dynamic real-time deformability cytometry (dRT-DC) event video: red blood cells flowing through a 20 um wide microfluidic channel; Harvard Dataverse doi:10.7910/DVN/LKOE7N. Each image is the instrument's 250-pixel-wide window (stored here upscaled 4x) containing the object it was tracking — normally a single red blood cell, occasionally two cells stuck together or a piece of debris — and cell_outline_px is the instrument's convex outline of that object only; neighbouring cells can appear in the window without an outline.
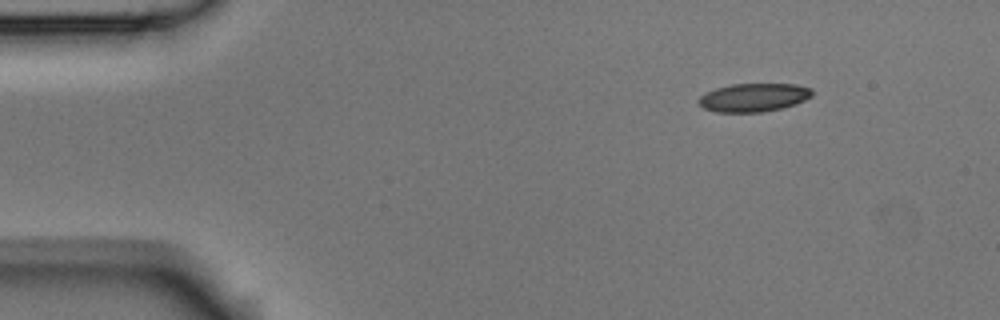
{"species": "Egyptian fruit bat (a non-hibernating species)", "species_latin": "Rousettus aegyptiacus", "temperature_condition": "room temperature", "stored_images_in_passage": 7, "camera_frame_rate_fps": 3000, "um_per_image_px": 0.085, "animal": {"sex": "male"}, "frame": {"image": 1, "passage_image": 1, "time_ms": 0.0, "image_size_px": [1000, 320], "cell_outline_px": [[812, 96], [796, 104], [780, 108], [760, 112], [716, 112], [704, 108], [696, 100], [704, 92], [716, 88], [732, 84], [796, 84], [812, 88]], "centroid_in_image_um": [64.04, 8.28], "position_along_channel_um": 21.0, "area_um2": 18.79}}
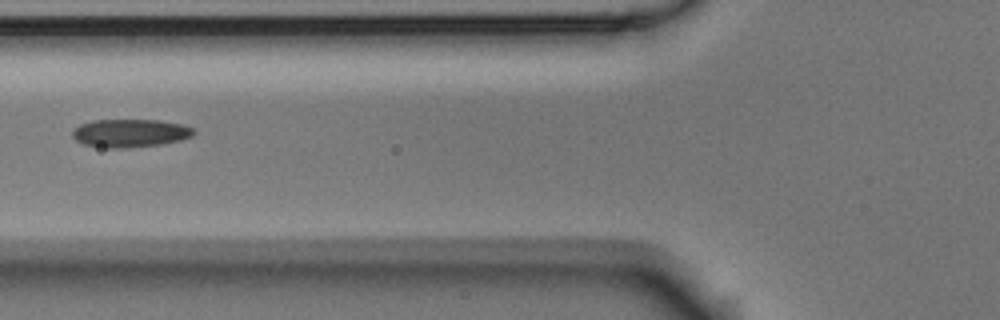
{"frame": {"image": 2, "passage_image": 4, "time_ms": 1.0, "image_size_px": [1000, 320], "cell_outline_px": [[196, 132], [192, 136], [180, 140], [160, 144], [124, 148], [108, 148], [84, 144], [76, 140], [72, 136], [72, 132], [80, 124], [92, 120], [160, 120], [184, 124], [192, 128]], "centroid_in_image_um": [11.08, 11.3], "position_along_channel_um": 114.7, "area_um2": 19.83}}
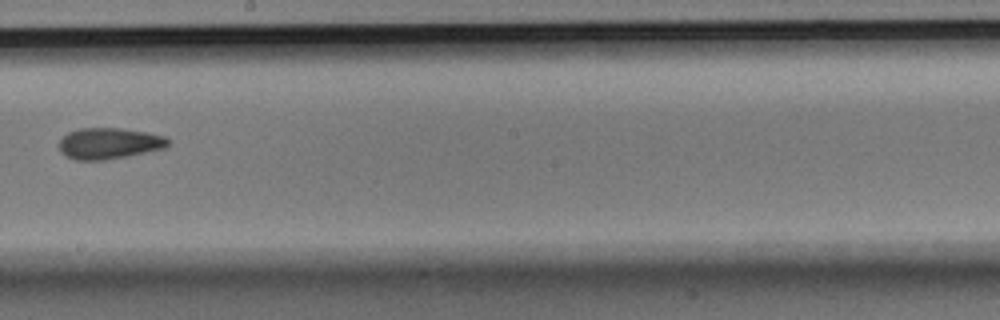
{"frame": {"image": 3, "passage_image": 7, "time_ms": 2.0, "image_size_px": [1000, 320], "cell_outline_px": [[168, 144], [164, 148], [128, 156], [104, 160], [76, 160], [64, 156], [60, 152], [60, 140], [68, 132], [80, 128], [120, 128], [148, 132], [164, 136], [168, 140]], "centroid_in_image_um": [9.25, 12.19], "position_along_channel_um": 239.0, "area_um2": 19.77}}